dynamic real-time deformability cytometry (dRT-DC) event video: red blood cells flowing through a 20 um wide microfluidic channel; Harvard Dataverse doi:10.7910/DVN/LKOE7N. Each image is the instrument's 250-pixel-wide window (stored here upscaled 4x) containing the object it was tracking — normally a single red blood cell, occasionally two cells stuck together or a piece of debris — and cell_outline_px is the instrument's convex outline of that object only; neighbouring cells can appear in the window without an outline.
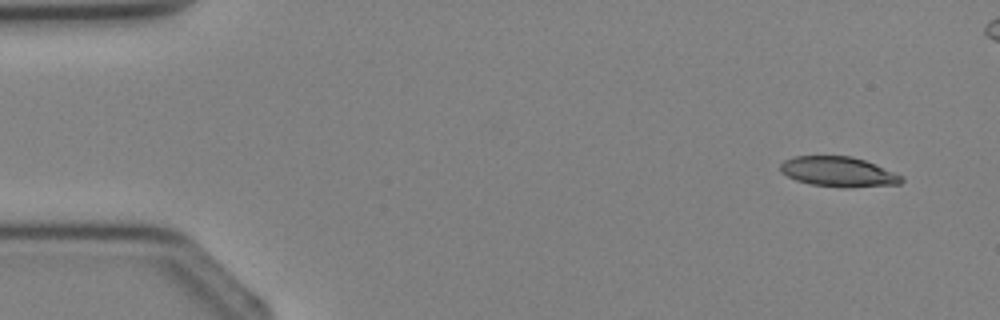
{"species": "Egyptian fruit bat (a non-hibernating species)", "species_latin": "Rousettus aegyptiacus", "temperature_condition": "cold", "stored_images_in_passage": 4, "camera_frame_rate_fps": 3000, "um_per_image_px": 0.085, "animal": {"sex": "female"}, "frame": {"image": 1, "passage_image": 1, "time_ms": 0.0, "image_size_px": [1000, 320], "cell_outline_px": [[904, 180], [900, 184], [812, 184], [796, 180], [780, 172], [780, 164], [784, 160], [792, 156], [852, 156], [876, 164], [896, 172], [904, 176]], "centroid_in_image_um": [71.22, 14.52], "position_along_channel_um": 13.8, "area_um2": 20.11}}